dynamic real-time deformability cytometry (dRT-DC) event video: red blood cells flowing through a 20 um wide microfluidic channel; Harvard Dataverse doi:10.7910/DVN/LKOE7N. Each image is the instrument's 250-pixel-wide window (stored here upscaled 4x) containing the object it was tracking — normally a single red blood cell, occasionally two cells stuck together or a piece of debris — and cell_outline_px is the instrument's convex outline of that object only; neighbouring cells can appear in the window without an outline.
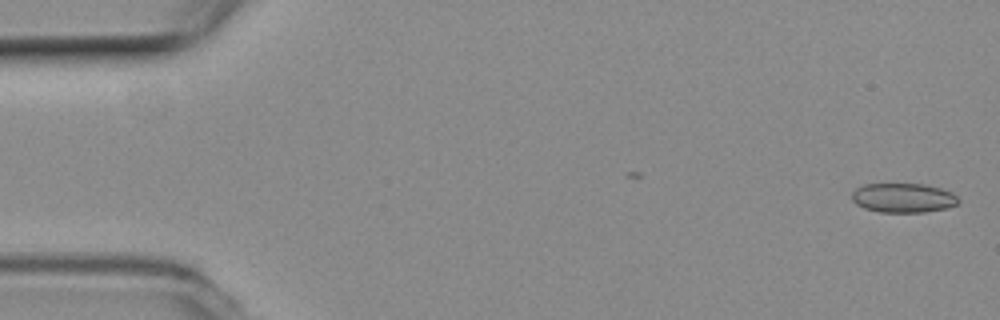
{"species": "common noctule bat (a hibernating species)", "species_latin": "Nyctalus noctula", "temperature_condition": "room temperature", "stored_images_in_passage": 48, "camera_frame_rate_fps": 3000, "um_per_image_px": 0.085, "animal": {"sex": "female", "body_mass_g": 19.3, "forearm_length_mm": 54.1}, "frame": {"image": 1, "passage_image": 2, "time_ms": 0.333, "image_size_px": [1000, 320], "cell_outline_px": [[960, 200], [956, 204], [948, 208], [924, 212], [880, 212], [864, 208], [856, 204], [852, 200], [852, 192], [856, 188], [864, 184], [924, 184], [940, 188], [952, 192]], "centroid_in_image_um": [76.77, 16.82], "position_along_channel_um": 8.2, "area_um2": 18.26}}
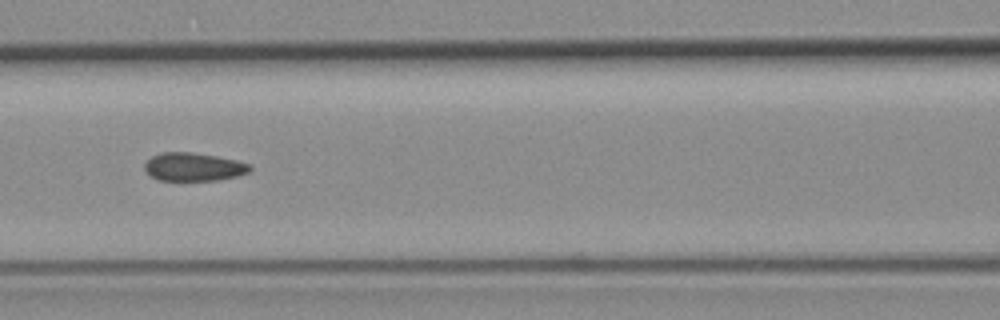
{"frame": {"image": 2, "passage_image": 24, "time_ms": 7.667, "image_size_px": [1000, 320], "cell_outline_px": [[252, 168], [248, 172], [236, 176], [216, 180], [156, 180], [144, 168], [144, 164], [152, 156], [164, 152], [192, 152], [216, 156], [236, 160], [252, 164]], "centroid_in_image_um": [16.47, 14.18], "position_along_channel_um": 150.1, "area_um2": 17.22}}
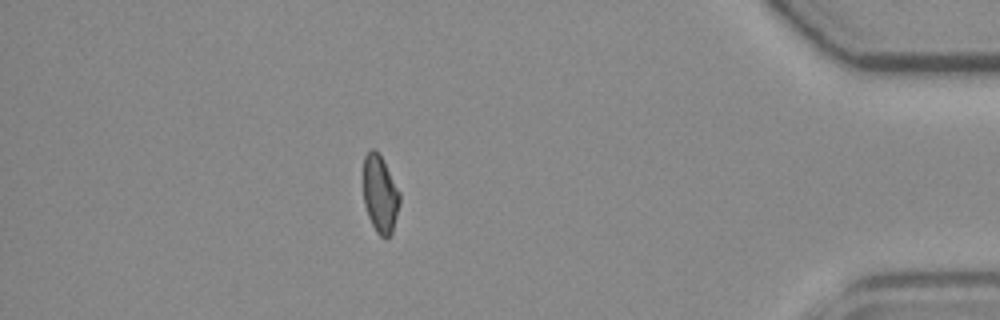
{"frame": {"image": 3, "passage_image": 48, "time_ms": 15.667, "image_size_px": [1000, 320], "cell_outline_px": [[400, 204], [392, 232], [388, 236], [380, 236], [376, 232], [368, 216], [364, 204], [364, 156], [372, 148], [376, 148], [400, 192]], "centroid_in_image_um": [32.31, 16.49], "position_along_channel_um": 402.9, "area_um2": 16.24}, "authors_computed_cell_mechanics": {"area_um2": 18.0625, "velocity_mm_per_s": 3.7792, "shape_relaxation_time_tau1_ms": null, "shape_relaxation_time_tau2_ms": 1.9957, "deformation_change_tau1": null, "deformation_change_tau2": 0.073}}